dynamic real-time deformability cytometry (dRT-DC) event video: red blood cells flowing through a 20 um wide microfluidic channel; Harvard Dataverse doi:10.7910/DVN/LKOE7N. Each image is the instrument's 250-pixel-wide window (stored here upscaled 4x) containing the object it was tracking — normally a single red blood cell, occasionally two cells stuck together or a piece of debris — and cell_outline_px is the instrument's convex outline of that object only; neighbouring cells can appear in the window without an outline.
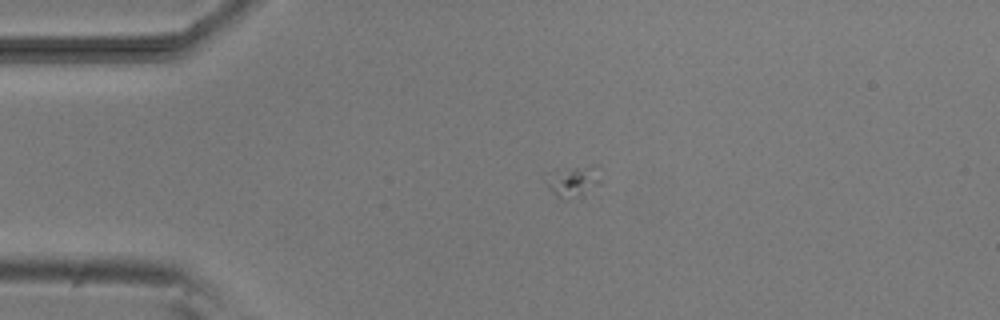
{"species": "common noctule bat (a hibernating species)", "species_latin": "Nyctalus noctula", "temperature_condition": "room temperature", "stored_images_in_passage": 2, "camera_frame_rate_fps": 3000, "um_per_image_px": 0.085, "animal": {"sex": "male", "body_mass_g": 20.5, "forearm_length_mm": 52.5}, "frame": {"image": 1, "passage_image": 1, "time_ms": 0.0, "image_size_px": [1000, 320], "cell_outline_px": [[600, 184], [584, 200], [560, 200], [556, 196], [544, 180], [556, 172], [572, 168], [592, 164], [596, 164], [600, 180]], "centroid_in_image_um": [48.83, 15.52], "position_along_channel_um": 36.2, "area_um2": 10.29}}